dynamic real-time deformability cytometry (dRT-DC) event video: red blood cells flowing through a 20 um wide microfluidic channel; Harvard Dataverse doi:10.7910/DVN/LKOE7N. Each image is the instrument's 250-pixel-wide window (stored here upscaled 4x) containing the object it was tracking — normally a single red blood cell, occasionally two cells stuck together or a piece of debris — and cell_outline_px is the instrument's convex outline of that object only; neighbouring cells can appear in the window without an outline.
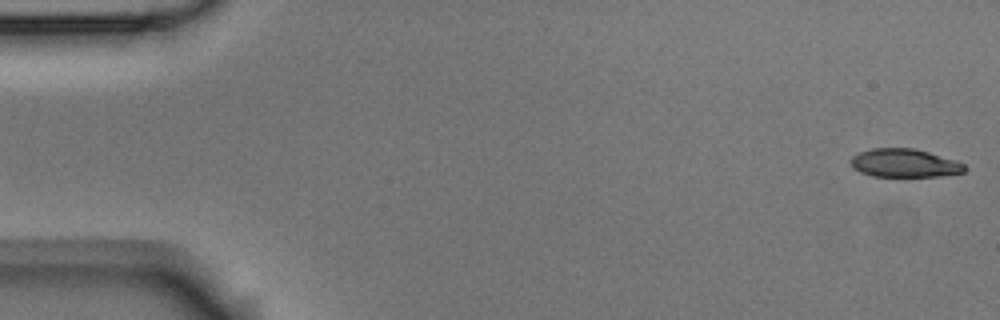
{"species": "Egyptian fruit bat (a non-hibernating species)", "species_latin": "Rousettus aegyptiacus", "temperature_condition": "room temperature", "stored_images_in_passage": 56, "camera_frame_rate_fps": 3000, "um_per_image_px": 0.085, "animal": {"sex": "male"}, "frame": {"image": 1, "passage_image": 1, "time_ms": 0.0, "image_size_px": [1000, 320], "cell_outline_px": [[964, 172], [936, 176], [872, 176], [860, 172], [848, 160], [852, 156], [860, 152], [872, 148], [916, 148], [956, 160], [964, 164]], "centroid_in_image_um": [76.86, 13.85], "position_along_channel_um": 8.1, "area_um2": 18.67}}
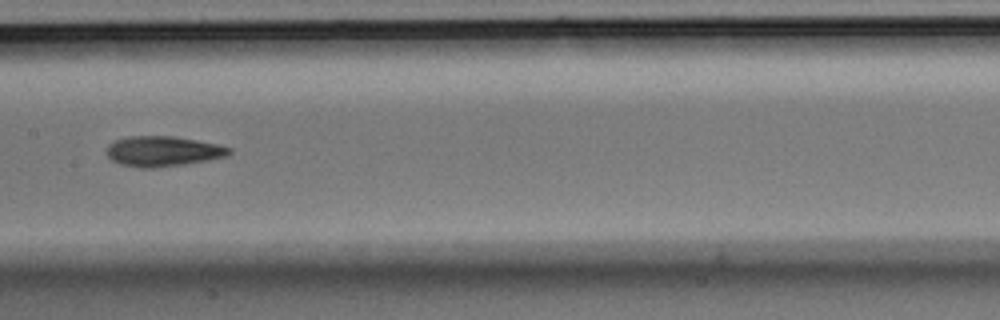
{"frame": {"image": 2, "passage_image": 28, "time_ms": 9.0, "image_size_px": [1000, 320], "cell_outline_px": [[232, 152], [224, 156], [208, 160], [184, 164], [152, 168], [140, 168], [120, 164], [112, 160], [108, 156], [108, 144], [116, 140], [128, 136], [172, 136], [196, 140], [216, 144], [232, 148]], "centroid_in_image_um": [13.84, 12.86], "position_along_channel_um": 193.6, "area_um2": 21.39}}
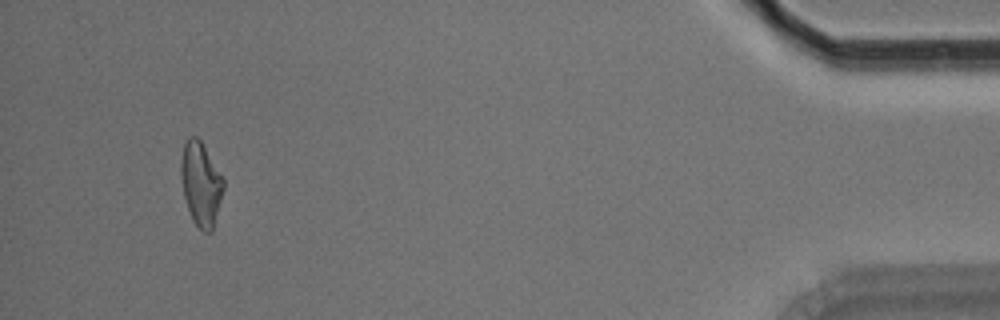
{"frame": {"image": 3, "passage_image": 53, "time_ms": 17.333, "image_size_px": [1000, 320], "cell_outline_px": [[224, 188], [212, 232], [204, 232], [192, 220], [184, 196], [180, 172], [180, 164], [184, 144], [188, 136], [196, 136], [200, 140], [224, 180]], "centroid_in_image_um": [17.06, 15.63], "position_along_channel_um": 418.1, "area_um2": 20.46}, "authors_computed_cell_mechanics": {"area_um2": 20.6346, "velocity_mm_per_s": 3.5627, "shape_relaxation_time_tau1_ms": 6.1264, "shape_relaxation_time_tau2_ms": 3.2172, "deformation_change_tau1": 0.1853, "deformation_change_tau2": 0.1197}}